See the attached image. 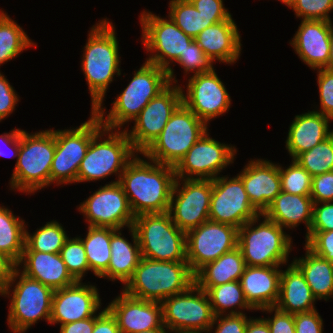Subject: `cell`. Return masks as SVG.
I'll return each instance as SVG.
<instances>
[{"label": "cell", "instance_id": "33", "mask_svg": "<svg viewBox=\"0 0 333 333\" xmlns=\"http://www.w3.org/2000/svg\"><path fill=\"white\" fill-rule=\"evenodd\" d=\"M305 255L293 257V263L303 273L307 284L309 285L314 297L318 300L333 299V268L330 261L325 260L305 245L303 246Z\"/></svg>", "mask_w": 333, "mask_h": 333}, {"label": "cell", "instance_id": "57", "mask_svg": "<svg viewBox=\"0 0 333 333\" xmlns=\"http://www.w3.org/2000/svg\"><path fill=\"white\" fill-rule=\"evenodd\" d=\"M15 267L10 259L0 253V296L4 294Z\"/></svg>", "mask_w": 333, "mask_h": 333}, {"label": "cell", "instance_id": "7", "mask_svg": "<svg viewBox=\"0 0 333 333\" xmlns=\"http://www.w3.org/2000/svg\"><path fill=\"white\" fill-rule=\"evenodd\" d=\"M54 290L14 268L1 297L9 298L7 326L12 333H27L38 321L50 323Z\"/></svg>", "mask_w": 333, "mask_h": 333}, {"label": "cell", "instance_id": "12", "mask_svg": "<svg viewBox=\"0 0 333 333\" xmlns=\"http://www.w3.org/2000/svg\"><path fill=\"white\" fill-rule=\"evenodd\" d=\"M208 129L209 126L182 103L142 154L157 163L175 167Z\"/></svg>", "mask_w": 333, "mask_h": 333}, {"label": "cell", "instance_id": "28", "mask_svg": "<svg viewBox=\"0 0 333 333\" xmlns=\"http://www.w3.org/2000/svg\"><path fill=\"white\" fill-rule=\"evenodd\" d=\"M16 268L53 290L65 288L76 282L59 253L23 251Z\"/></svg>", "mask_w": 333, "mask_h": 333}, {"label": "cell", "instance_id": "56", "mask_svg": "<svg viewBox=\"0 0 333 333\" xmlns=\"http://www.w3.org/2000/svg\"><path fill=\"white\" fill-rule=\"evenodd\" d=\"M95 316L84 320L60 325L59 333H92L94 329Z\"/></svg>", "mask_w": 333, "mask_h": 333}, {"label": "cell", "instance_id": "8", "mask_svg": "<svg viewBox=\"0 0 333 333\" xmlns=\"http://www.w3.org/2000/svg\"><path fill=\"white\" fill-rule=\"evenodd\" d=\"M137 154L124 130L102 128L92 139L77 173V183L97 182L115 175L119 182L128 162Z\"/></svg>", "mask_w": 333, "mask_h": 333}, {"label": "cell", "instance_id": "36", "mask_svg": "<svg viewBox=\"0 0 333 333\" xmlns=\"http://www.w3.org/2000/svg\"><path fill=\"white\" fill-rule=\"evenodd\" d=\"M32 47H37L36 42L4 9H0V67Z\"/></svg>", "mask_w": 333, "mask_h": 333}, {"label": "cell", "instance_id": "4", "mask_svg": "<svg viewBox=\"0 0 333 333\" xmlns=\"http://www.w3.org/2000/svg\"><path fill=\"white\" fill-rule=\"evenodd\" d=\"M55 152L53 129L29 133L21 129L20 151L9 180V189L26 195L50 186V169Z\"/></svg>", "mask_w": 333, "mask_h": 333}, {"label": "cell", "instance_id": "20", "mask_svg": "<svg viewBox=\"0 0 333 333\" xmlns=\"http://www.w3.org/2000/svg\"><path fill=\"white\" fill-rule=\"evenodd\" d=\"M238 247V228L207 220L186 232V257L195 275L203 266Z\"/></svg>", "mask_w": 333, "mask_h": 333}, {"label": "cell", "instance_id": "60", "mask_svg": "<svg viewBox=\"0 0 333 333\" xmlns=\"http://www.w3.org/2000/svg\"><path fill=\"white\" fill-rule=\"evenodd\" d=\"M137 333H171L168 328L163 324L160 328L151 329L147 331L137 332Z\"/></svg>", "mask_w": 333, "mask_h": 333}, {"label": "cell", "instance_id": "10", "mask_svg": "<svg viewBox=\"0 0 333 333\" xmlns=\"http://www.w3.org/2000/svg\"><path fill=\"white\" fill-rule=\"evenodd\" d=\"M70 128V129H69ZM68 129H55V152L50 169V186L76 184L82 159L91 139L103 128L99 118L90 112L87 121Z\"/></svg>", "mask_w": 333, "mask_h": 333}, {"label": "cell", "instance_id": "39", "mask_svg": "<svg viewBox=\"0 0 333 333\" xmlns=\"http://www.w3.org/2000/svg\"><path fill=\"white\" fill-rule=\"evenodd\" d=\"M26 225L25 248L23 251H39L60 253L65 241L69 238L63 225L57 220H50L39 226L34 232H29Z\"/></svg>", "mask_w": 333, "mask_h": 333}, {"label": "cell", "instance_id": "35", "mask_svg": "<svg viewBox=\"0 0 333 333\" xmlns=\"http://www.w3.org/2000/svg\"><path fill=\"white\" fill-rule=\"evenodd\" d=\"M86 235L77 237L82 241L90 272L99 278L107 269L111 260V235L117 230L110 227L88 226Z\"/></svg>", "mask_w": 333, "mask_h": 333}, {"label": "cell", "instance_id": "47", "mask_svg": "<svg viewBox=\"0 0 333 333\" xmlns=\"http://www.w3.org/2000/svg\"><path fill=\"white\" fill-rule=\"evenodd\" d=\"M304 245L315 255L330 261L333 258V230L309 232Z\"/></svg>", "mask_w": 333, "mask_h": 333}, {"label": "cell", "instance_id": "59", "mask_svg": "<svg viewBox=\"0 0 333 333\" xmlns=\"http://www.w3.org/2000/svg\"><path fill=\"white\" fill-rule=\"evenodd\" d=\"M324 69L333 72V21L330 22V53H329V59H328L327 65Z\"/></svg>", "mask_w": 333, "mask_h": 333}, {"label": "cell", "instance_id": "34", "mask_svg": "<svg viewBox=\"0 0 333 333\" xmlns=\"http://www.w3.org/2000/svg\"><path fill=\"white\" fill-rule=\"evenodd\" d=\"M13 212L8 206L0 204V253L16 265L25 248L28 222Z\"/></svg>", "mask_w": 333, "mask_h": 333}, {"label": "cell", "instance_id": "37", "mask_svg": "<svg viewBox=\"0 0 333 333\" xmlns=\"http://www.w3.org/2000/svg\"><path fill=\"white\" fill-rule=\"evenodd\" d=\"M168 16L188 36L195 38L206 27L233 17H206L190 0H169Z\"/></svg>", "mask_w": 333, "mask_h": 333}, {"label": "cell", "instance_id": "51", "mask_svg": "<svg viewBox=\"0 0 333 333\" xmlns=\"http://www.w3.org/2000/svg\"><path fill=\"white\" fill-rule=\"evenodd\" d=\"M310 197L314 203L333 201V171L312 177Z\"/></svg>", "mask_w": 333, "mask_h": 333}, {"label": "cell", "instance_id": "17", "mask_svg": "<svg viewBox=\"0 0 333 333\" xmlns=\"http://www.w3.org/2000/svg\"><path fill=\"white\" fill-rule=\"evenodd\" d=\"M185 85L181 84L182 103L207 125L230 110L232 99L216 68L189 75Z\"/></svg>", "mask_w": 333, "mask_h": 333}, {"label": "cell", "instance_id": "26", "mask_svg": "<svg viewBox=\"0 0 333 333\" xmlns=\"http://www.w3.org/2000/svg\"><path fill=\"white\" fill-rule=\"evenodd\" d=\"M331 122L329 117L315 110L295 115L285 140L290 158L295 160L300 154L328 138L333 133V129H330Z\"/></svg>", "mask_w": 333, "mask_h": 333}, {"label": "cell", "instance_id": "49", "mask_svg": "<svg viewBox=\"0 0 333 333\" xmlns=\"http://www.w3.org/2000/svg\"><path fill=\"white\" fill-rule=\"evenodd\" d=\"M14 88L0 70V122L17 109L20 96Z\"/></svg>", "mask_w": 333, "mask_h": 333}, {"label": "cell", "instance_id": "44", "mask_svg": "<svg viewBox=\"0 0 333 333\" xmlns=\"http://www.w3.org/2000/svg\"><path fill=\"white\" fill-rule=\"evenodd\" d=\"M299 20H325L331 22L333 0H297L292 7Z\"/></svg>", "mask_w": 333, "mask_h": 333}, {"label": "cell", "instance_id": "62", "mask_svg": "<svg viewBox=\"0 0 333 333\" xmlns=\"http://www.w3.org/2000/svg\"><path fill=\"white\" fill-rule=\"evenodd\" d=\"M174 333H205V332H174Z\"/></svg>", "mask_w": 333, "mask_h": 333}, {"label": "cell", "instance_id": "25", "mask_svg": "<svg viewBox=\"0 0 333 333\" xmlns=\"http://www.w3.org/2000/svg\"><path fill=\"white\" fill-rule=\"evenodd\" d=\"M237 26L234 19H227L206 27L194 40L213 61L234 65L243 49Z\"/></svg>", "mask_w": 333, "mask_h": 333}, {"label": "cell", "instance_id": "42", "mask_svg": "<svg viewBox=\"0 0 333 333\" xmlns=\"http://www.w3.org/2000/svg\"><path fill=\"white\" fill-rule=\"evenodd\" d=\"M59 254L71 276L76 281H83L90 269L82 241L77 236L69 237Z\"/></svg>", "mask_w": 333, "mask_h": 333}, {"label": "cell", "instance_id": "3", "mask_svg": "<svg viewBox=\"0 0 333 333\" xmlns=\"http://www.w3.org/2000/svg\"><path fill=\"white\" fill-rule=\"evenodd\" d=\"M132 74V79L115 97L108 112L104 103H100L93 110L104 128L119 130L129 128V124L148 103L170 84L165 69L146 61Z\"/></svg>", "mask_w": 333, "mask_h": 333}, {"label": "cell", "instance_id": "15", "mask_svg": "<svg viewBox=\"0 0 333 333\" xmlns=\"http://www.w3.org/2000/svg\"><path fill=\"white\" fill-rule=\"evenodd\" d=\"M181 104L180 84L170 83L131 122L134 126L131 125L130 130L124 129L137 153H143L156 140Z\"/></svg>", "mask_w": 333, "mask_h": 333}, {"label": "cell", "instance_id": "58", "mask_svg": "<svg viewBox=\"0 0 333 333\" xmlns=\"http://www.w3.org/2000/svg\"><path fill=\"white\" fill-rule=\"evenodd\" d=\"M245 333H271V331L266 320L260 316L249 318Z\"/></svg>", "mask_w": 333, "mask_h": 333}, {"label": "cell", "instance_id": "54", "mask_svg": "<svg viewBox=\"0 0 333 333\" xmlns=\"http://www.w3.org/2000/svg\"><path fill=\"white\" fill-rule=\"evenodd\" d=\"M194 7L206 17H232L224 0H190Z\"/></svg>", "mask_w": 333, "mask_h": 333}, {"label": "cell", "instance_id": "9", "mask_svg": "<svg viewBox=\"0 0 333 333\" xmlns=\"http://www.w3.org/2000/svg\"><path fill=\"white\" fill-rule=\"evenodd\" d=\"M141 43L147 51L146 62L167 71L170 83H178L173 63L194 39L186 35L170 18L142 10L139 15Z\"/></svg>", "mask_w": 333, "mask_h": 333}, {"label": "cell", "instance_id": "19", "mask_svg": "<svg viewBox=\"0 0 333 333\" xmlns=\"http://www.w3.org/2000/svg\"><path fill=\"white\" fill-rule=\"evenodd\" d=\"M213 180L176 178L168 213L185 233L209 220Z\"/></svg>", "mask_w": 333, "mask_h": 333}, {"label": "cell", "instance_id": "14", "mask_svg": "<svg viewBox=\"0 0 333 333\" xmlns=\"http://www.w3.org/2000/svg\"><path fill=\"white\" fill-rule=\"evenodd\" d=\"M237 152L235 145L212 138L208 129L174 167L176 178L213 180L234 163Z\"/></svg>", "mask_w": 333, "mask_h": 333}, {"label": "cell", "instance_id": "41", "mask_svg": "<svg viewBox=\"0 0 333 333\" xmlns=\"http://www.w3.org/2000/svg\"><path fill=\"white\" fill-rule=\"evenodd\" d=\"M287 167L279 163L281 190L297 195H310L312 176L296 161L291 159Z\"/></svg>", "mask_w": 333, "mask_h": 333}, {"label": "cell", "instance_id": "23", "mask_svg": "<svg viewBox=\"0 0 333 333\" xmlns=\"http://www.w3.org/2000/svg\"><path fill=\"white\" fill-rule=\"evenodd\" d=\"M243 182L252 205L263 214L281 190L279 163L268 159H250L236 174Z\"/></svg>", "mask_w": 333, "mask_h": 333}, {"label": "cell", "instance_id": "38", "mask_svg": "<svg viewBox=\"0 0 333 333\" xmlns=\"http://www.w3.org/2000/svg\"><path fill=\"white\" fill-rule=\"evenodd\" d=\"M207 294L215 316L255 311L246 301L239 280L211 287Z\"/></svg>", "mask_w": 333, "mask_h": 333}, {"label": "cell", "instance_id": "55", "mask_svg": "<svg viewBox=\"0 0 333 333\" xmlns=\"http://www.w3.org/2000/svg\"><path fill=\"white\" fill-rule=\"evenodd\" d=\"M92 333H121L115 317L106 307H103V309L95 315Z\"/></svg>", "mask_w": 333, "mask_h": 333}, {"label": "cell", "instance_id": "45", "mask_svg": "<svg viewBox=\"0 0 333 333\" xmlns=\"http://www.w3.org/2000/svg\"><path fill=\"white\" fill-rule=\"evenodd\" d=\"M317 86L319 93V105L313 110L320 112L333 121V72L326 69H317ZM320 107V108H319Z\"/></svg>", "mask_w": 333, "mask_h": 333}, {"label": "cell", "instance_id": "40", "mask_svg": "<svg viewBox=\"0 0 333 333\" xmlns=\"http://www.w3.org/2000/svg\"><path fill=\"white\" fill-rule=\"evenodd\" d=\"M312 177L333 171V133L295 159Z\"/></svg>", "mask_w": 333, "mask_h": 333}, {"label": "cell", "instance_id": "30", "mask_svg": "<svg viewBox=\"0 0 333 333\" xmlns=\"http://www.w3.org/2000/svg\"><path fill=\"white\" fill-rule=\"evenodd\" d=\"M314 202L310 195H297L281 191L270 203L263 215L286 230H293L300 224L308 235L313 218Z\"/></svg>", "mask_w": 333, "mask_h": 333}, {"label": "cell", "instance_id": "11", "mask_svg": "<svg viewBox=\"0 0 333 333\" xmlns=\"http://www.w3.org/2000/svg\"><path fill=\"white\" fill-rule=\"evenodd\" d=\"M133 227L142 257L156 261H187L186 233L173 223L168 212L138 215Z\"/></svg>", "mask_w": 333, "mask_h": 333}, {"label": "cell", "instance_id": "61", "mask_svg": "<svg viewBox=\"0 0 333 333\" xmlns=\"http://www.w3.org/2000/svg\"><path fill=\"white\" fill-rule=\"evenodd\" d=\"M282 4L286 5L289 9H292V7L295 5L297 0H278Z\"/></svg>", "mask_w": 333, "mask_h": 333}, {"label": "cell", "instance_id": "43", "mask_svg": "<svg viewBox=\"0 0 333 333\" xmlns=\"http://www.w3.org/2000/svg\"><path fill=\"white\" fill-rule=\"evenodd\" d=\"M179 64L184 71L183 75L189 77L190 75L211 72L214 70V63L209 56L205 55L201 47L193 40L189 45H187L184 53L180 54V57L173 63Z\"/></svg>", "mask_w": 333, "mask_h": 333}, {"label": "cell", "instance_id": "63", "mask_svg": "<svg viewBox=\"0 0 333 333\" xmlns=\"http://www.w3.org/2000/svg\"><path fill=\"white\" fill-rule=\"evenodd\" d=\"M331 266L333 268V258L330 260Z\"/></svg>", "mask_w": 333, "mask_h": 333}, {"label": "cell", "instance_id": "2", "mask_svg": "<svg viewBox=\"0 0 333 333\" xmlns=\"http://www.w3.org/2000/svg\"><path fill=\"white\" fill-rule=\"evenodd\" d=\"M81 57V71L91 98V111L104 103L107 90L121 76L120 47L115 24L109 18L98 20L89 28Z\"/></svg>", "mask_w": 333, "mask_h": 333}, {"label": "cell", "instance_id": "16", "mask_svg": "<svg viewBox=\"0 0 333 333\" xmlns=\"http://www.w3.org/2000/svg\"><path fill=\"white\" fill-rule=\"evenodd\" d=\"M88 226L127 229L133 226V215L127 196L119 182H108L77 206Z\"/></svg>", "mask_w": 333, "mask_h": 333}, {"label": "cell", "instance_id": "29", "mask_svg": "<svg viewBox=\"0 0 333 333\" xmlns=\"http://www.w3.org/2000/svg\"><path fill=\"white\" fill-rule=\"evenodd\" d=\"M117 229L110 240L111 260L108 269L99 277L108 281H120L123 287L132 278L142 255L138 237L133 226L128 227L131 242Z\"/></svg>", "mask_w": 333, "mask_h": 333}, {"label": "cell", "instance_id": "52", "mask_svg": "<svg viewBox=\"0 0 333 333\" xmlns=\"http://www.w3.org/2000/svg\"><path fill=\"white\" fill-rule=\"evenodd\" d=\"M296 333H323L324 321L318 310L294 314Z\"/></svg>", "mask_w": 333, "mask_h": 333}, {"label": "cell", "instance_id": "5", "mask_svg": "<svg viewBox=\"0 0 333 333\" xmlns=\"http://www.w3.org/2000/svg\"><path fill=\"white\" fill-rule=\"evenodd\" d=\"M195 283L187 261H156L142 257L132 278L121 290L137 299L162 302Z\"/></svg>", "mask_w": 333, "mask_h": 333}, {"label": "cell", "instance_id": "13", "mask_svg": "<svg viewBox=\"0 0 333 333\" xmlns=\"http://www.w3.org/2000/svg\"><path fill=\"white\" fill-rule=\"evenodd\" d=\"M162 322L171 333L207 332L214 320L209 296L195 283L161 302Z\"/></svg>", "mask_w": 333, "mask_h": 333}, {"label": "cell", "instance_id": "53", "mask_svg": "<svg viewBox=\"0 0 333 333\" xmlns=\"http://www.w3.org/2000/svg\"><path fill=\"white\" fill-rule=\"evenodd\" d=\"M20 135L21 128H13L9 132H3L0 134V156L13 159L16 158L15 162H17L20 151ZM1 145H3L4 149Z\"/></svg>", "mask_w": 333, "mask_h": 333}, {"label": "cell", "instance_id": "32", "mask_svg": "<svg viewBox=\"0 0 333 333\" xmlns=\"http://www.w3.org/2000/svg\"><path fill=\"white\" fill-rule=\"evenodd\" d=\"M246 268L239 247L222 254L217 260L207 263L194 276L195 284L206 292L214 286L238 281Z\"/></svg>", "mask_w": 333, "mask_h": 333}, {"label": "cell", "instance_id": "21", "mask_svg": "<svg viewBox=\"0 0 333 333\" xmlns=\"http://www.w3.org/2000/svg\"><path fill=\"white\" fill-rule=\"evenodd\" d=\"M99 289L90 282L76 281L54 290L50 325H63L95 316L102 308Z\"/></svg>", "mask_w": 333, "mask_h": 333}, {"label": "cell", "instance_id": "46", "mask_svg": "<svg viewBox=\"0 0 333 333\" xmlns=\"http://www.w3.org/2000/svg\"><path fill=\"white\" fill-rule=\"evenodd\" d=\"M249 318L246 313L215 316L207 333H245Z\"/></svg>", "mask_w": 333, "mask_h": 333}, {"label": "cell", "instance_id": "31", "mask_svg": "<svg viewBox=\"0 0 333 333\" xmlns=\"http://www.w3.org/2000/svg\"><path fill=\"white\" fill-rule=\"evenodd\" d=\"M316 301L303 273L291 261L281 272L279 297L275 307L283 312L296 314L315 310Z\"/></svg>", "mask_w": 333, "mask_h": 333}, {"label": "cell", "instance_id": "22", "mask_svg": "<svg viewBox=\"0 0 333 333\" xmlns=\"http://www.w3.org/2000/svg\"><path fill=\"white\" fill-rule=\"evenodd\" d=\"M120 291L105 307L115 317L121 333H137L163 325L160 302L137 299Z\"/></svg>", "mask_w": 333, "mask_h": 333}, {"label": "cell", "instance_id": "24", "mask_svg": "<svg viewBox=\"0 0 333 333\" xmlns=\"http://www.w3.org/2000/svg\"><path fill=\"white\" fill-rule=\"evenodd\" d=\"M289 44L300 60L310 69H324L330 53V22L300 20Z\"/></svg>", "mask_w": 333, "mask_h": 333}, {"label": "cell", "instance_id": "48", "mask_svg": "<svg viewBox=\"0 0 333 333\" xmlns=\"http://www.w3.org/2000/svg\"><path fill=\"white\" fill-rule=\"evenodd\" d=\"M261 312H265L266 314L272 315L269 317L264 316L263 318L266 320L271 333H296L295 324H294V314L283 312L277 309L275 306L263 308L258 310Z\"/></svg>", "mask_w": 333, "mask_h": 333}, {"label": "cell", "instance_id": "50", "mask_svg": "<svg viewBox=\"0 0 333 333\" xmlns=\"http://www.w3.org/2000/svg\"><path fill=\"white\" fill-rule=\"evenodd\" d=\"M333 230V201L314 203L313 218L309 232Z\"/></svg>", "mask_w": 333, "mask_h": 333}, {"label": "cell", "instance_id": "18", "mask_svg": "<svg viewBox=\"0 0 333 333\" xmlns=\"http://www.w3.org/2000/svg\"><path fill=\"white\" fill-rule=\"evenodd\" d=\"M261 213L252 205L242 180L234 175H221L213 179L209 220L236 228L255 219Z\"/></svg>", "mask_w": 333, "mask_h": 333}, {"label": "cell", "instance_id": "1", "mask_svg": "<svg viewBox=\"0 0 333 333\" xmlns=\"http://www.w3.org/2000/svg\"><path fill=\"white\" fill-rule=\"evenodd\" d=\"M175 181L173 166L157 163L142 153L128 162L119 179L135 217L168 212Z\"/></svg>", "mask_w": 333, "mask_h": 333}, {"label": "cell", "instance_id": "6", "mask_svg": "<svg viewBox=\"0 0 333 333\" xmlns=\"http://www.w3.org/2000/svg\"><path fill=\"white\" fill-rule=\"evenodd\" d=\"M284 230L263 214L240 227L238 247L246 266L286 267L294 247L291 234Z\"/></svg>", "mask_w": 333, "mask_h": 333}, {"label": "cell", "instance_id": "27", "mask_svg": "<svg viewBox=\"0 0 333 333\" xmlns=\"http://www.w3.org/2000/svg\"><path fill=\"white\" fill-rule=\"evenodd\" d=\"M283 266H246L239 282L246 301L255 310L276 305Z\"/></svg>", "mask_w": 333, "mask_h": 333}]
</instances>
